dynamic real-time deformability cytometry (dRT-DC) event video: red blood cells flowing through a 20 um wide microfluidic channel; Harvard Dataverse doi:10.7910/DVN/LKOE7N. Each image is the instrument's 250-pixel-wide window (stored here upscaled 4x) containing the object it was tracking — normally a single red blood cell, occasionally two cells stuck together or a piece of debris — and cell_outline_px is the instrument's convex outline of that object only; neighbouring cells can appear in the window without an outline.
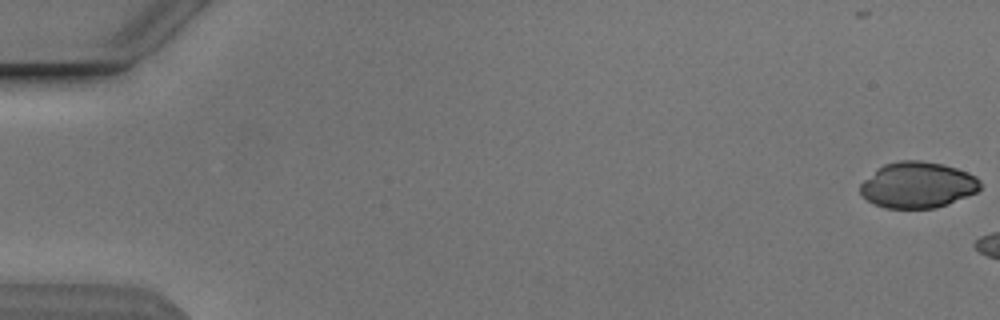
{"species": "Egyptian fruit bat (a non-hibernating species)", "species_latin": "Rousettus aegyptiacus", "temperature_condition": "cold", "stored_images_in_passage": 14, "camera_frame_rate_fps": 3000, "um_per_image_px": 0.085, "animal": {"sex": "male"}, "frame": {"image": 1, "passage_image": 1, "time_ms": 0.0, "image_size_px": [1000, 320], "cell_outline_px": [[980, 188], [976, 192], [948, 204], [936, 208], [884, 208], [868, 200], [860, 192], [860, 184], [876, 168], [884, 164], [900, 160], [920, 160], [940, 164], [956, 168], [976, 176], [980, 180]], "centroid_in_image_um": [77.99, 15.72], "position_along_channel_um": 7.0, "area_um2": 32.08}}